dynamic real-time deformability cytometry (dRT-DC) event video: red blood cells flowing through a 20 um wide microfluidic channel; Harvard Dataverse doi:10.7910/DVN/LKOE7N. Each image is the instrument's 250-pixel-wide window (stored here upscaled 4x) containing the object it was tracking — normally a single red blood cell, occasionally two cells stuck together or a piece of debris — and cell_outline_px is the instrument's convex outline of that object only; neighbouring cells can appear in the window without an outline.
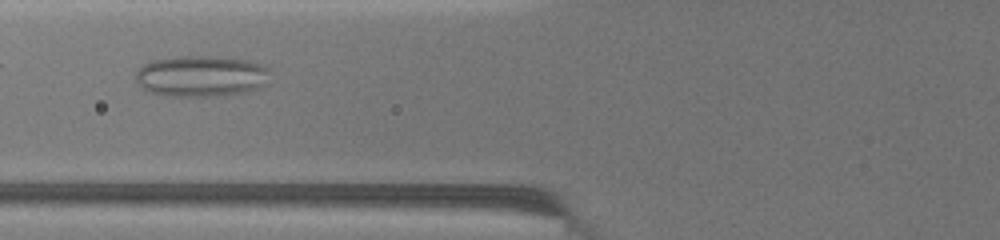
{"species": "common noctule bat (a hibernating species)", "species_latin": "Nyctalus noctula", "temperature_condition": "warm", "stored_images_in_passage": 22, "camera_frame_rate_fps": 3000, "um_per_image_px": 0.085, "animal": {"sex": "female", "body_mass_g": 19.5, "forearm_length_mm": 54.1}, "frame": {"image": 1, "passage_image": 4, "time_ms": 2.0, "image_size_px": [1000, 240], "cell_outline_px": [[268, 72], [264, 84], [256, 88], [240, 92], [208, 96], [168, 96], [148, 92], [136, 80], [136, 72], [144, 64], [152, 60], [184, 56], [212, 56], [248, 60], [260, 64], [268, 68]], "centroid_in_image_um": [17.05, 6.46], "position_along_channel_um": 108.8, "area_um2": 31.62}}
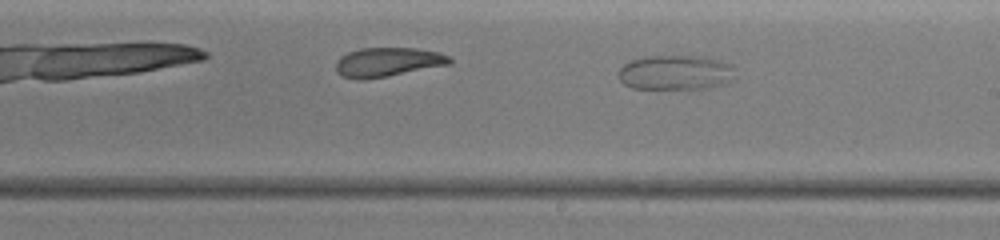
{"frame": {"image": 2, "passage_image": 9, "time_ms": 5.0, "image_size_px": [1000, 240], "cell_outline_px": [[736, 80], [708, 88], [632, 88], [624, 84], [620, 80], [620, 68], [624, 64], [632, 60], [648, 56], [700, 56], [732, 64]], "centroid_in_image_um": [57.46, 6.16], "position_along_channel_um": 231.5, "area_um2": 23.47}}
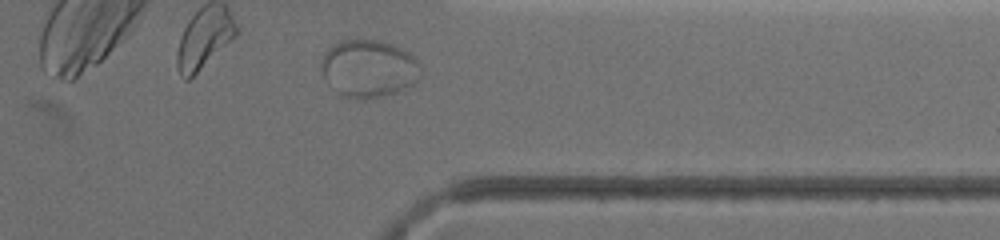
{"frame": {"image": 3, "passage_image": 18, "time_ms": 8.667, "image_size_px": [1000, 240], "cell_outline_px": [[420, 68], [416, 80], [412, 84], [404, 88], [384, 96], [340, 96], [324, 80], [320, 68], [320, 60], [324, 52], [332, 44], [344, 40], [376, 40], [392, 44], [408, 52], [416, 60]], "centroid_in_image_um": [31.25, 5.79], "position_along_channel_um": 380.1, "area_um2": 32.83}}